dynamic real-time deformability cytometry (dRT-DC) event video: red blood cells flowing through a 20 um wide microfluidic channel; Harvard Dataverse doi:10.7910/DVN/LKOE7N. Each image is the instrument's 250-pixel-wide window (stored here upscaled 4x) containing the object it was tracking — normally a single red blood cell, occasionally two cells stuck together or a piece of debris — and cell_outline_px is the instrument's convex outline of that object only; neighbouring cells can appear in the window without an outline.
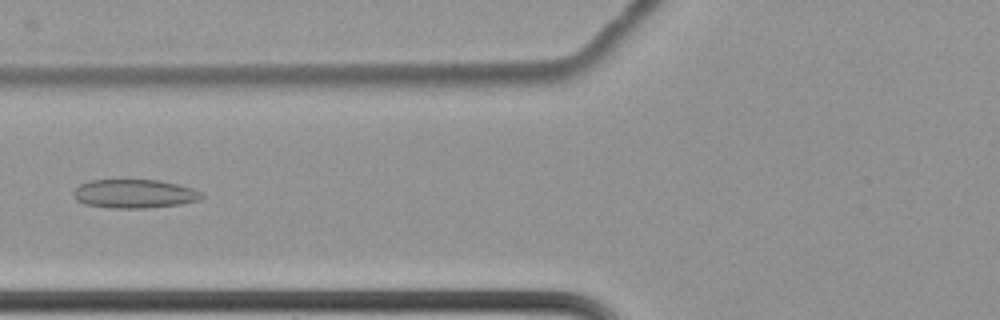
{"species": "common noctule bat (a hibernating species)", "species_latin": "Nyctalus noctula", "temperature_condition": "cold", "stored_images_in_passage": 7, "camera_frame_rate_fps": 3000, "um_per_image_px": 0.085, "animal": {"sex": "female", "body_mass_g": 22.7, "forearm_length_mm": 54.2}, "frame": {"image": 1, "passage_image": 4, "time_ms": 1.0, "image_size_px": [1000, 320], "cell_outline_px": [[204, 196], [200, 200], [180, 204], [148, 208], [112, 208], [84, 204], [76, 200], [72, 196], [72, 192], [80, 184], [88, 180], [160, 180], [192, 188], [204, 192]], "centroid_in_image_um": [11.42, 16.47], "position_along_channel_um": 114.4, "area_um2": 21.68}}
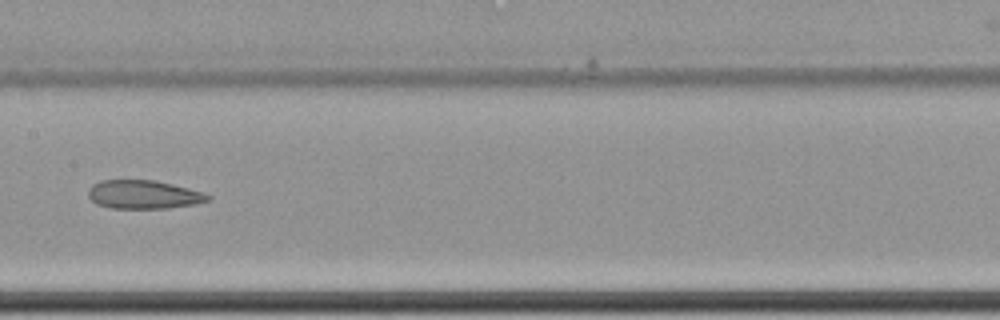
{"frame": {"image": 2, "passage_image": 6, "time_ms": 1.667, "image_size_px": [1000, 320], "cell_outline_px": [[212, 196], [208, 200], [196, 204], [168, 208], [112, 208], [96, 204], [88, 196], [88, 188], [92, 184], [100, 180], [156, 180], [204, 192]], "centroid_in_image_um": [12.2, 16.53], "position_along_channel_um": 195.2, "area_um2": 20.0}}
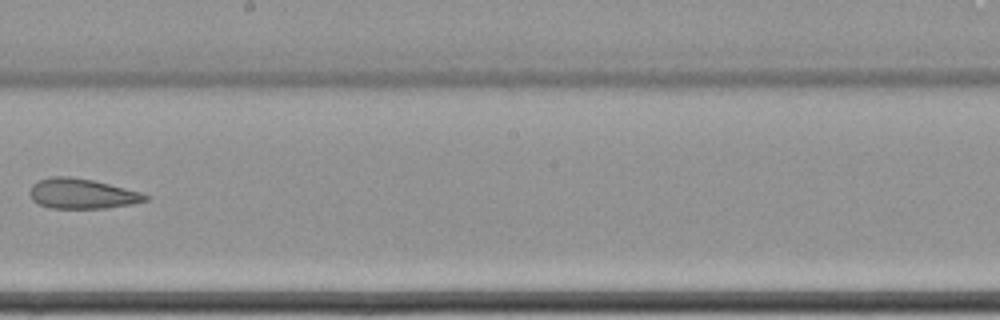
{"frame": {"image": 3, "passage_image": 7, "time_ms": 2.0, "image_size_px": [1000, 320], "cell_outline_px": [[148, 200], [132, 204], [108, 208], [48, 208], [32, 200], [28, 192], [32, 184], [40, 180], [52, 176], [68, 176], [92, 180], [140, 192], [148, 196]], "centroid_in_image_um": [6.93, 16.47], "position_along_channel_um": 241.3, "area_um2": 20.17}}